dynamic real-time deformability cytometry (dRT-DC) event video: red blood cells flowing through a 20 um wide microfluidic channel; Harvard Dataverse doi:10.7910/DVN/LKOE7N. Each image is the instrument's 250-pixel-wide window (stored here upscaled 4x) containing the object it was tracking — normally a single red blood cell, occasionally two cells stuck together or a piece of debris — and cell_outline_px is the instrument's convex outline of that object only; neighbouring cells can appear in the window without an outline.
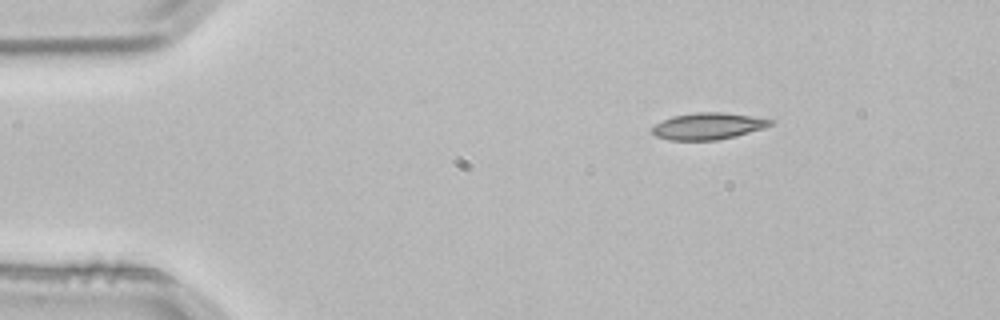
{"species": "common noctule bat (a hibernating species)", "species_latin": "Nyctalus noctula", "temperature_condition": "room temperature", "stored_images_in_passage": 2, "camera_frame_rate_fps": 3000, "um_per_image_px": 0.085, "animal": {"sex": "male", "body_mass_g": 21.5, "forearm_length_mm": 52.0}, "frame": {"image": 1, "passage_image": 1, "time_ms": 0.0, "image_size_px": [1000, 320], "cell_outline_px": [[776, 120], [772, 124], [764, 128], [736, 136], [716, 140], [668, 140], [656, 136], [652, 132], [652, 128], [656, 124], [672, 116], [696, 112], [724, 112]], "centroid_in_image_um": [60.2, 10.72], "position_along_channel_um": 24.8, "area_um2": 18.32}}